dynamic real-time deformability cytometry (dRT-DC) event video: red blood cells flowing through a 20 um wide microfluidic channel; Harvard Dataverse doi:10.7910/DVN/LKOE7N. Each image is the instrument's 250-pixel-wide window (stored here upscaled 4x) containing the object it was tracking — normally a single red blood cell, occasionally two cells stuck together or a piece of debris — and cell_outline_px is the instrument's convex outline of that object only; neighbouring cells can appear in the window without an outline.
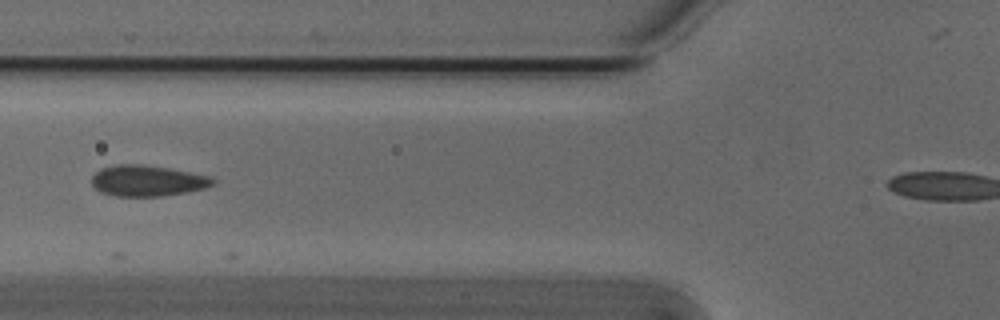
{"species": "Egyptian fruit bat (a non-hibernating species)", "species_latin": "Rousettus aegyptiacus", "temperature_condition": "cold", "stored_images_in_passage": 12, "camera_frame_rate_fps": 3000, "um_per_image_px": 0.085, "animal": {"sex": "male"}, "frame": {"image": 1, "passage_image": 4, "time_ms": 1.0, "image_size_px": [1000, 320], "cell_outline_px": [[216, 184], [204, 188], [188, 192], [160, 196], [116, 196], [100, 192], [92, 184], [92, 176], [100, 168], [116, 164], [140, 164], [168, 168], [212, 176], [216, 180]], "centroid_in_image_um": [12.55, 15.36], "position_along_channel_um": 113.2, "area_um2": 21.96}}
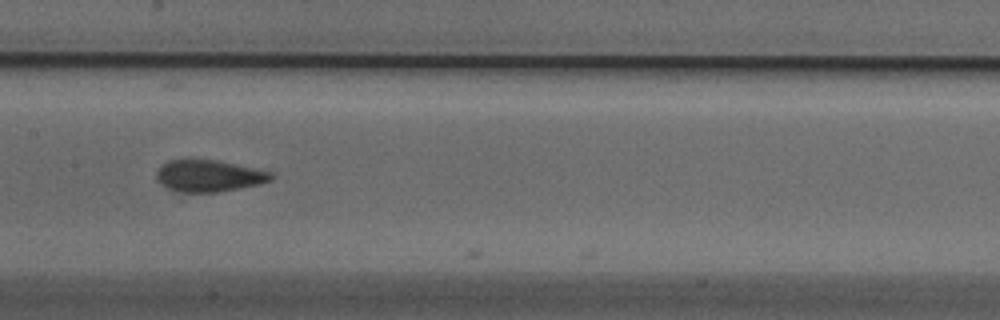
{"frame": {"image": 2, "passage_image": 10, "time_ms": 3.0, "image_size_px": [1000, 320], "cell_outline_px": [[276, 176], [272, 180], [260, 184], [216, 192], [180, 192], [164, 188], [156, 180], [156, 172], [168, 160], [216, 160], [272, 172]], "centroid_in_image_um": [17.75, 14.96], "position_along_channel_um": 189.7, "area_um2": 21.15}}